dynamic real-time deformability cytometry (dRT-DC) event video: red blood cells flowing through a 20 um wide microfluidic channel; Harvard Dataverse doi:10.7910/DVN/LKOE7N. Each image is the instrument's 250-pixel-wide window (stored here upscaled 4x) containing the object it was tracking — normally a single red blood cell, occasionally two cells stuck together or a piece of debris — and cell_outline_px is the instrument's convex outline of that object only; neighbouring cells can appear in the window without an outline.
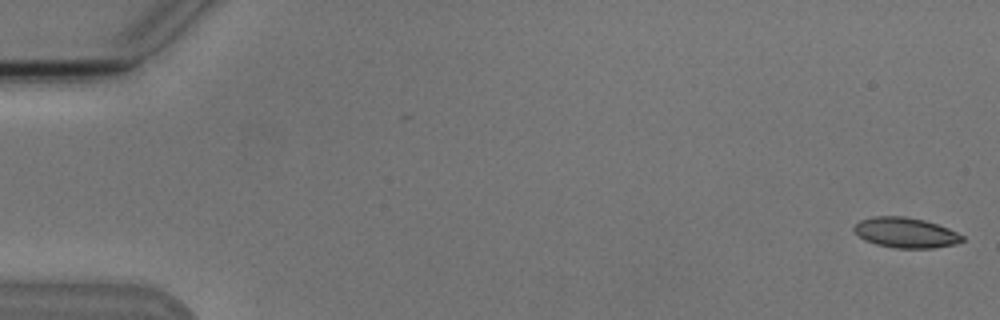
{"species": "Egyptian fruit bat (a non-hibernating species)", "species_latin": "Rousettus aegyptiacus", "temperature_condition": "cold", "stored_images_in_passage": 5, "camera_frame_rate_fps": 3000, "um_per_image_px": 0.085, "animal": {"sex": "male"}, "frame": {"image": 1, "passage_image": 1, "time_ms": 0.0, "image_size_px": [1000, 320], "cell_outline_px": [[964, 240], [956, 244], [932, 248], [896, 248], [876, 244], [864, 240], [852, 228], [860, 220], [872, 216], [904, 216], [924, 220], [948, 228], [964, 236]], "centroid_in_image_um": [76.98, 19.77], "position_along_channel_um": 8.0, "area_um2": 19.02}}
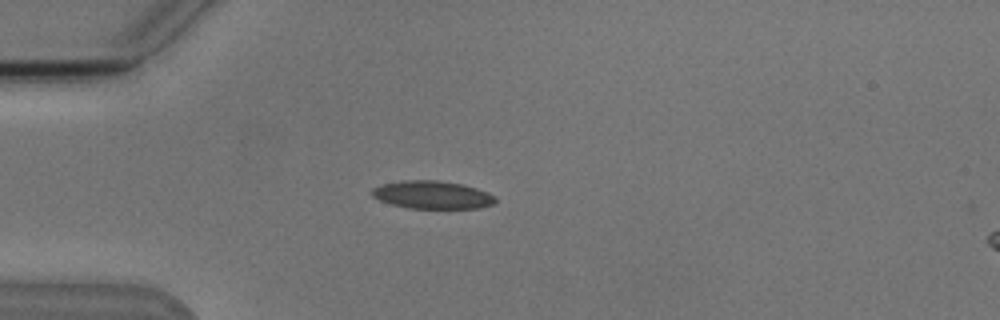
{"frame": {"image": 2, "passage_image": 5, "time_ms": 4.667, "image_size_px": [1000, 320], "cell_outline_px": [[496, 204], [480, 208], [408, 208], [392, 204], [380, 200], [372, 196], [372, 188], [384, 184], [404, 180], [436, 180], [464, 184], [488, 192], [496, 196]], "centroid_in_image_um": [36.81, 16.56], "position_along_channel_um": 48.2, "area_um2": 20.11}}